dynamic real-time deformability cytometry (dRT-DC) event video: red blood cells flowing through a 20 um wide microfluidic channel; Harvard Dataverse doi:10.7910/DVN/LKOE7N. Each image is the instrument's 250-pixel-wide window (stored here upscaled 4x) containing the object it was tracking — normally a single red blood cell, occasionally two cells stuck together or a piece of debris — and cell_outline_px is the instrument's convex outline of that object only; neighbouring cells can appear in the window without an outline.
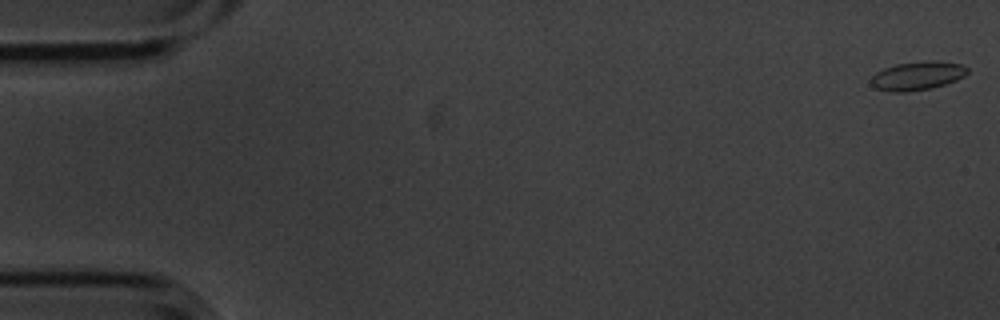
{"species": "common noctule bat (a hibernating species)", "species_latin": "Nyctalus noctula", "temperature_condition": "cold", "stored_images_in_passage": 13, "camera_frame_rate_fps": 3000, "um_per_image_px": 0.085, "animal": {"sex": "male", "body_mass_g": 20.1, "forearm_length_mm": 53.5}, "frame": {"image": 1, "passage_image": 1, "time_ms": 0.0, "image_size_px": [1000, 320], "cell_outline_px": [[968, 72], [964, 76], [956, 80], [932, 88], [904, 92], [888, 92], [876, 88], [868, 80], [876, 72], [884, 68], [896, 64], [932, 60], [936, 60], [964, 64], [968, 68]], "centroid_in_image_um": [77.98, 6.43], "position_along_channel_um": 7.0, "area_um2": 16.24}}
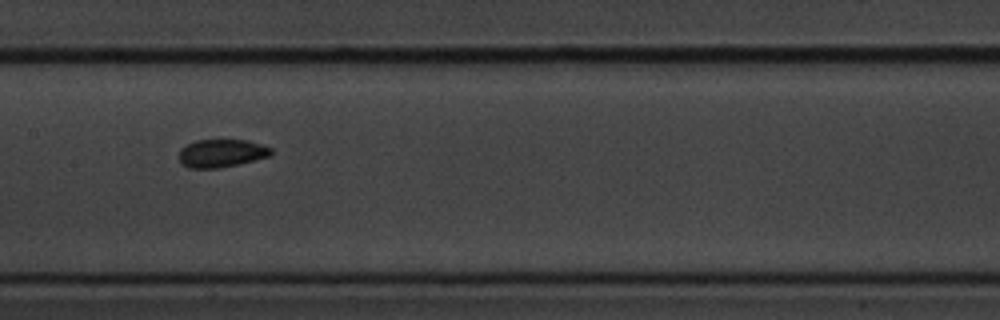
{"frame": {"image": 2, "passage_image": 8, "time_ms": 2.333, "image_size_px": [1000, 320], "cell_outline_px": [[272, 156], [220, 168], [188, 168], [180, 164], [180, 148], [196, 140], [248, 140], [272, 148]], "centroid_in_image_um": [18.83, 13.03], "position_along_channel_um": 188.6, "area_um2": 15.09}}
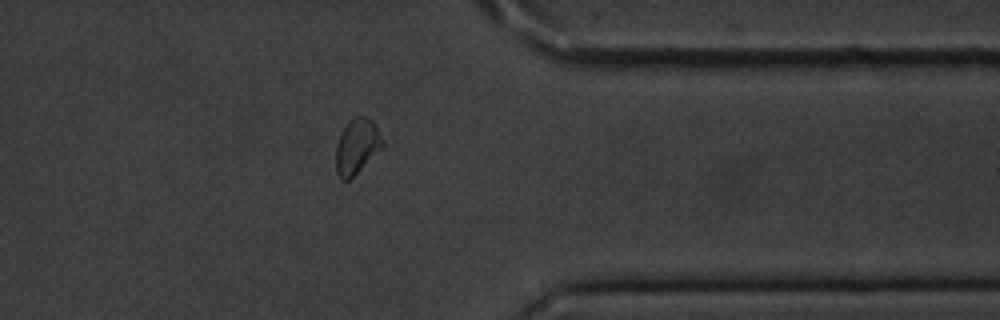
{"frame": {"image": 3, "passage_image": 13, "time_ms": 4.0, "image_size_px": [1000, 320], "cell_outline_px": [[384, 148], [348, 180], [340, 180], [336, 172], [336, 148], [340, 136], [348, 120], [356, 116], [368, 116], [372, 120], [384, 140]], "centroid_in_image_um": [30.36, 12.43], "position_along_channel_um": 381.0, "area_um2": 15.09}}